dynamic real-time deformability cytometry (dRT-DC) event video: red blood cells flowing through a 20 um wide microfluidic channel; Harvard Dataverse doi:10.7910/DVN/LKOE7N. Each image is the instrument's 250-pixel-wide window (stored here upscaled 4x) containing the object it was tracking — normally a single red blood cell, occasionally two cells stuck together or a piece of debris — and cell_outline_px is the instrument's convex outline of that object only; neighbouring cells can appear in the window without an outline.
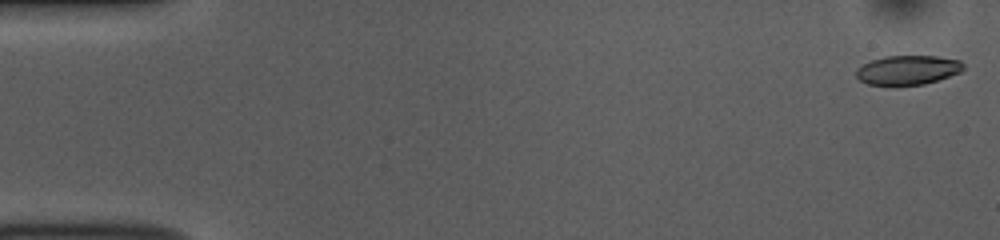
{"species": "common noctule bat (a hibernating species)", "species_latin": "Nyctalus noctula", "temperature_condition": "room temperature", "stored_images_in_passage": 52, "camera_frame_rate_fps": 3000, "um_per_image_px": 0.085, "animal": {"sex": "female", "body_mass_g": 10.0, "forearm_length_mm": 53.1}, "frame": {"image": 1, "passage_image": 1, "time_ms": 0.0, "image_size_px": [1000, 240], "cell_outline_px": [[964, 68], [960, 72], [924, 84], [868, 84], [860, 80], [856, 76], [856, 68], [872, 60], [884, 56], [936, 56], [960, 60], [964, 64]], "centroid_in_image_um": [77.16, 5.93], "position_along_channel_um": 7.8, "area_um2": 17.98}}
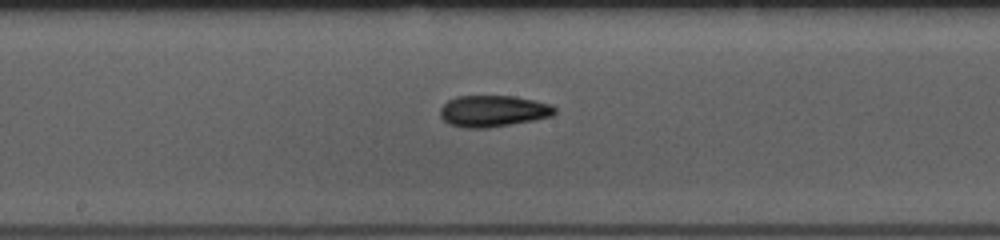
{"frame": {"image": 2, "passage_image": 27, "time_ms": 8.667, "image_size_px": [1000, 240], "cell_outline_px": [[556, 112], [552, 116], [532, 120], [488, 128], [464, 128], [452, 124], [444, 120], [440, 116], [440, 108], [448, 100], [456, 96], [516, 96], [536, 100], [552, 104], [556, 108]], "centroid_in_image_um": [41.93, 9.43], "position_along_channel_um": 206.3, "area_um2": 21.04}}
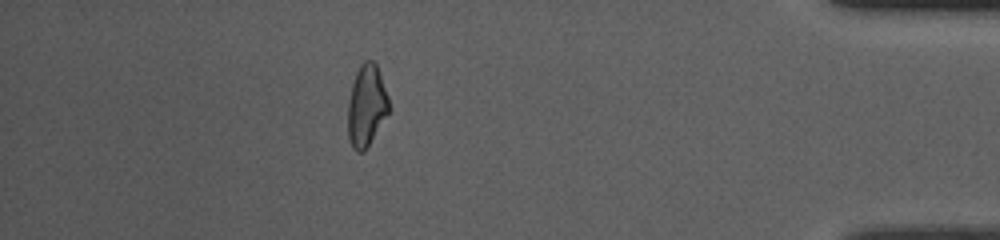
{"frame": {"image": 3, "passage_image": 46, "time_ms": 15.0, "image_size_px": [1000, 240], "cell_outline_px": [[392, 108], [364, 152], [356, 152], [352, 148], [348, 136], [348, 100], [352, 84], [356, 72], [360, 64], [364, 60], [372, 60], [376, 64], [388, 96]], "centroid_in_image_um": [31.16, 8.99], "position_along_channel_um": 404.0, "area_um2": 19.71}, "authors_computed_cell_mechanics": {"area_um2": 19.7676, "velocity_mm_per_s": 3.8411, "shape_relaxation_time_tau1_ms": 5.1744, "shape_relaxation_time_tau2_ms": 3.0494, "deformation_change_tau1": 0.1821, "deformation_change_tau2": 0.1054}}